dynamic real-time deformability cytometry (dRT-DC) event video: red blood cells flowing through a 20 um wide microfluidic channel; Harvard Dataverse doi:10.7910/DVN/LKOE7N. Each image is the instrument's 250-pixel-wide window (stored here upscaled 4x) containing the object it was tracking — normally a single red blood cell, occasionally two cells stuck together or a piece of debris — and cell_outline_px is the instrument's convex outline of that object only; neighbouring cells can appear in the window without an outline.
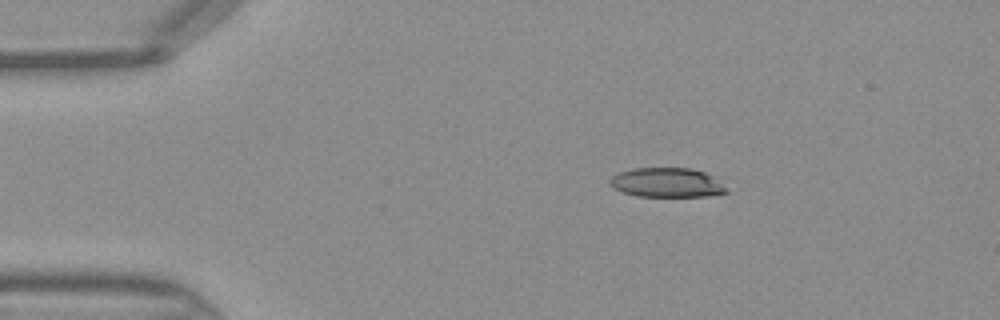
{"species": "Egyptian fruit bat (a non-hibernating species)", "species_latin": "Rousettus aegyptiacus", "temperature_condition": "warm", "stored_images_in_passage": 38, "camera_frame_rate_fps": 3000, "um_per_image_px": 0.085, "frame": {"image": 1, "passage_image": 1, "time_ms": 0.0, "image_size_px": [1000, 320], "cell_outline_px": [[728, 192], [704, 196], [636, 196], [612, 188], [608, 180], [612, 176], [620, 172], [636, 168], [692, 168], [704, 172], [712, 176]], "centroid_in_image_um": [56.62, 15.51], "position_along_channel_um": 28.4, "area_um2": 19.65}}
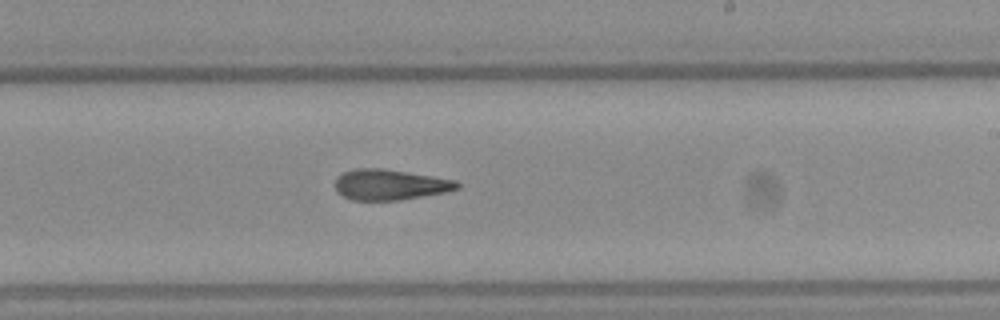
{"frame": {"image": 2, "passage_image": 20, "time_ms": 6.333, "image_size_px": [1000, 320], "cell_outline_px": [[460, 188], [444, 192], [400, 200], [352, 200], [336, 192], [336, 176], [344, 172], [356, 168], [384, 168], [456, 180], [460, 184]], "centroid_in_image_um": [33.13, 15.69], "position_along_channel_um": 255.9, "area_um2": 21.73}}
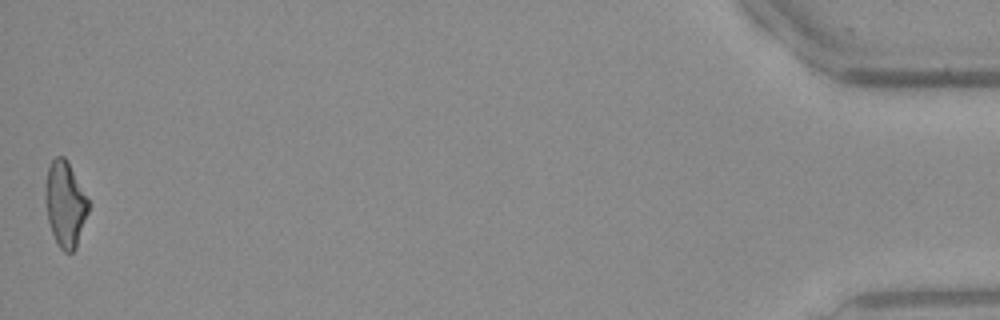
{"frame": {"image": 3, "passage_image": 38, "time_ms": 12.333, "image_size_px": [1000, 320], "cell_outline_px": [[88, 212], [76, 248], [72, 252], [64, 252], [60, 248], [52, 232], [48, 220], [44, 196], [44, 188], [48, 168], [52, 160], [56, 156], [64, 156], [88, 200]], "centroid_in_image_um": [5.51, 17.36], "position_along_channel_um": 429.7, "area_um2": 21.04}}